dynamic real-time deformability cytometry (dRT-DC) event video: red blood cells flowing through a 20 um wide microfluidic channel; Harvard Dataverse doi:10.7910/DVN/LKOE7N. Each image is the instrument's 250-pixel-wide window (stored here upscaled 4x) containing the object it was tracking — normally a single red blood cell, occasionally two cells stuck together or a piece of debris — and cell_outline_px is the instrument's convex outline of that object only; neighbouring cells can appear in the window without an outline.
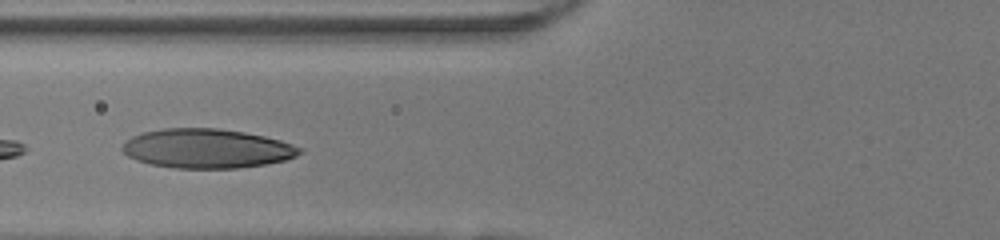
{"species": "human", "species_latin": "Homo sapiens", "temperature_condition": "room temperature", "stored_images_in_passage": 34, "camera_frame_rate_fps": 3000, "um_per_image_px": 0.085, "donor": {"sex": "female"}, "frame": {"image": 1, "passage_image": 11, "time_ms": 3.333, "image_size_px": [1000, 240], "cell_outline_px": [[304, 152], [296, 156], [284, 160], [268, 164], [240, 168], [172, 168], [148, 164], [136, 160], [128, 156], [120, 148], [132, 136], [144, 132], [164, 128], [220, 128], [244, 132], [264, 136], [280, 140], [304, 148]], "centroid_in_image_um": [17.61, 12.63], "position_along_channel_um": 108.2, "area_um2": 40.86}}
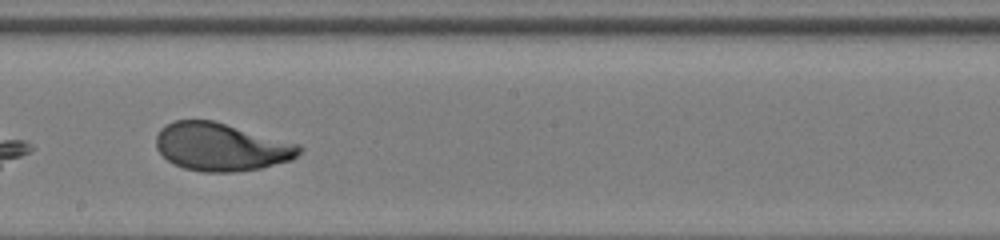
{"frame": {"image": 2, "passage_image": 20, "time_ms": 6.333, "image_size_px": [1000, 240], "cell_outline_px": [[304, 148], [292, 160], [260, 168], [232, 172], [204, 172], [184, 168], [172, 164], [156, 148], [156, 136], [160, 128], [176, 120], [212, 120], [300, 144]], "centroid_in_image_um": [18.8, 12.49], "position_along_channel_um": 229.4, "area_um2": 39.94}}
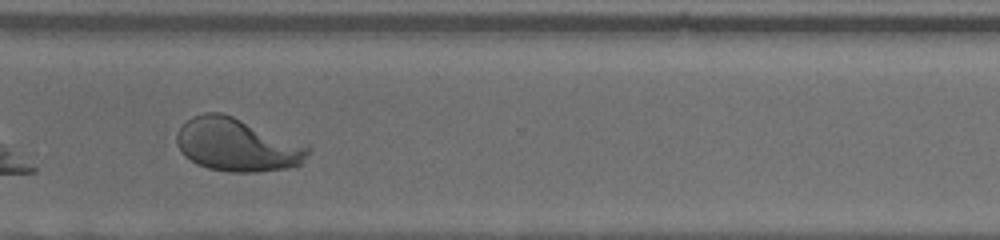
{"frame": {"image": 3, "passage_image": 29, "time_ms": 9.333, "image_size_px": [1000, 240], "cell_outline_px": [[312, 148], [300, 164], [296, 168], [256, 172], [228, 172], [208, 168], [196, 164], [184, 156], [180, 152], [176, 144], [176, 132], [192, 116], [204, 112], [220, 112], [232, 116], [308, 144]], "centroid_in_image_um": [20.17, 12.32], "position_along_channel_um": 350.4, "area_um2": 41.15}, "authors_computed_cell_mechanics": {"area_um2": 40.46, "velocity_mm_per_s": 4.0371, "shape_relaxation_time_tau1_ms": 3.4631, "shape_relaxation_time_tau2_ms": null, "deformation_change_tau1": 0.2162, "deformation_change_tau2": null}}